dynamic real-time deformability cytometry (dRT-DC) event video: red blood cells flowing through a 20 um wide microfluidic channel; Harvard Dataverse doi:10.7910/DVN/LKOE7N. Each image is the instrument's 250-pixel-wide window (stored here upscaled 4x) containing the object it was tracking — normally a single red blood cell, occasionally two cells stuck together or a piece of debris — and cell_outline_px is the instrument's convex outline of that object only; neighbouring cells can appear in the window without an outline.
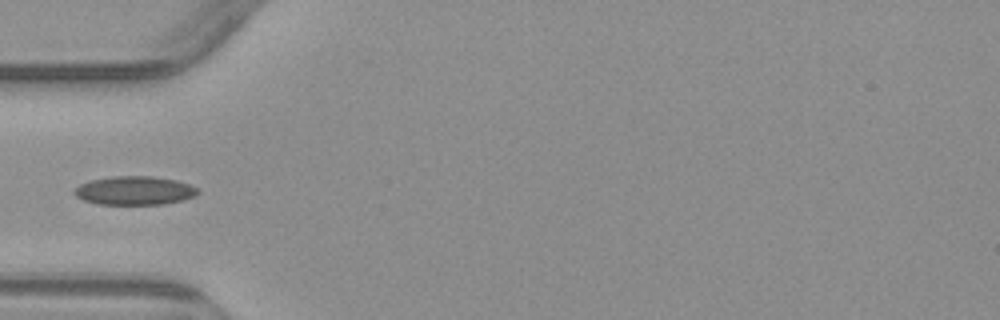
{"species": "common noctule bat (a hibernating species)", "species_latin": "Nyctalus noctula", "temperature_condition": "warm", "stored_images_in_passage": 6, "camera_frame_rate_fps": 3000, "um_per_image_px": 0.085, "animal": {"sex": "male", "body_mass_g": 23.1, "forearm_length_mm": 52.7}, "frame": {"image": 1, "passage_image": 5, "time_ms": 5.0, "image_size_px": [1000, 320], "cell_outline_px": [[200, 192], [196, 196], [184, 200], [164, 204], [96, 204], [84, 200], [76, 196], [72, 192], [80, 184], [92, 180], [112, 176], [152, 176], [176, 180], [188, 184], [196, 188]], "centroid_in_image_um": [11.45, 16.2], "position_along_channel_um": 73.5, "area_um2": 20.63}}
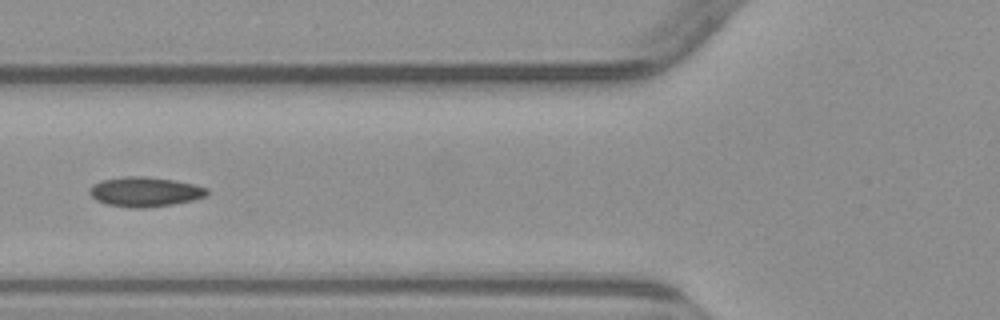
{"frame": {"image": 2, "passage_image": 6, "time_ms": 6.0, "image_size_px": [1000, 320], "cell_outline_px": [[208, 196], [192, 200], [172, 204], [148, 208], [132, 208], [108, 204], [96, 200], [88, 192], [88, 188], [92, 184], [100, 180], [124, 176], [148, 176], [176, 180], [196, 184], [208, 188]], "centroid_in_image_um": [12.33, 16.29], "position_along_channel_um": 113.5, "area_um2": 20.69}}